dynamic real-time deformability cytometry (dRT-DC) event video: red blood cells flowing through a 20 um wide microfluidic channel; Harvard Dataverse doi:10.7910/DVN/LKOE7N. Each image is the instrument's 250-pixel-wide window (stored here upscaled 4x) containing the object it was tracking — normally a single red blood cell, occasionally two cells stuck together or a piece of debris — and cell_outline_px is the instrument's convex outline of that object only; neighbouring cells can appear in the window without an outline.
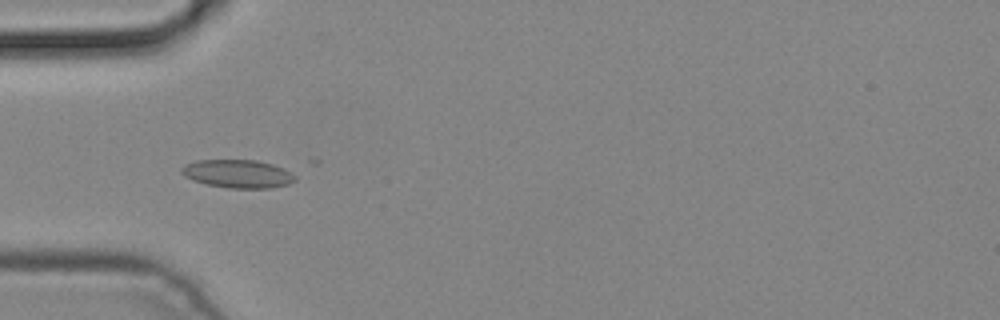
{"species": "common noctule bat (a hibernating species)", "species_latin": "Nyctalus noctula", "temperature_condition": "cold", "stored_images_in_passage": 5, "camera_frame_rate_fps": 3000, "um_per_image_px": 0.085, "animal": {"sex": "male", "body_mass_g": 19.2, "forearm_length_mm": 51.8}, "frame": {"image": 1, "passage_image": 3, "time_ms": 0.667, "image_size_px": [1000, 320], "cell_outline_px": [[296, 180], [288, 184], [272, 188], [228, 188], [208, 184], [192, 180], [184, 176], [180, 172], [180, 168], [184, 164], [196, 160], [256, 160], [272, 164], [284, 168], [296, 176]], "centroid_in_image_um": [20.19, 14.77], "position_along_channel_um": 64.8, "area_um2": 18.79}}